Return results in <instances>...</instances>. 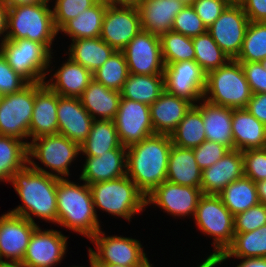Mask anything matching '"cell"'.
Listing matches in <instances>:
<instances>
[{
	"label": "cell",
	"instance_id": "cell-1",
	"mask_svg": "<svg viewBox=\"0 0 266 267\" xmlns=\"http://www.w3.org/2000/svg\"><path fill=\"white\" fill-rule=\"evenodd\" d=\"M60 178L37 171L27 164L10 182L23 204L9 212L35 223L33 217L57 224V184ZM23 205V206H22ZM33 216V217H32Z\"/></svg>",
	"mask_w": 266,
	"mask_h": 267
},
{
	"label": "cell",
	"instance_id": "cell-2",
	"mask_svg": "<svg viewBox=\"0 0 266 267\" xmlns=\"http://www.w3.org/2000/svg\"><path fill=\"white\" fill-rule=\"evenodd\" d=\"M170 135L153 134L127 147V176L147 196L167 180Z\"/></svg>",
	"mask_w": 266,
	"mask_h": 267
},
{
	"label": "cell",
	"instance_id": "cell-3",
	"mask_svg": "<svg viewBox=\"0 0 266 267\" xmlns=\"http://www.w3.org/2000/svg\"><path fill=\"white\" fill-rule=\"evenodd\" d=\"M95 213L89 185L59 179L57 184V224L87 237L89 240L101 229Z\"/></svg>",
	"mask_w": 266,
	"mask_h": 267
},
{
	"label": "cell",
	"instance_id": "cell-4",
	"mask_svg": "<svg viewBox=\"0 0 266 267\" xmlns=\"http://www.w3.org/2000/svg\"><path fill=\"white\" fill-rule=\"evenodd\" d=\"M53 13L49 3L9 6L7 39H28L44 44L51 52L56 36Z\"/></svg>",
	"mask_w": 266,
	"mask_h": 267
},
{
	"label": "cell",
	"instance_id": "cell-5",
	"mask_svg": "<svg viewBox=\"0 0 266 267\" xmlns=\"http://www.w3.org/2000/svg\"><path fill=\"white\" fill-rule=\"evenodd\" d=\"M95 213L102 210L131 221V217L146 209V196L127 176L89 184Z\"/></svg>",
	"mask_w": 266,
	"mask_h": 267
},
{
	"label": "cell",
	"instance_id": "cell-6",
	"mask_svg": "<svg viewBox=\"0 0 266 267\" xmlns=\"http://www.w3.org/2000/svg\"><path fill=\"white\" fill-rule=\"evenodd\" d=\"M252 97L241 64L231 59L227 64L206 74L203 99L232 109L246 108Z\"/></svg>",
	"mask_w": 266,
	"mask_h": 267
},
{
	"label": "cell",
	"instance_id": "cell-7",
	"mask_svg": "<svg viewBox=\"0 0 266 267\" xmlns=\"http://www.w3.org/2000/svg\"><path fill=\"white\" fill-rule=\"evenodd\" d=\"M80 153V145L67 137L61 134L45 135L29 142L28 164L37 171L64 179L71 176L69 167ZM35 159L46 169L34 162Z\"/></svg>",
	"mask_w": 266,
	"mask_h": 267
},
{
	"label": "cell",
	"instance_id": "cell-8",
	"mask_svg": "<svg viewBox=\"0 0 266 267\" xmlns=\"http://www.w3.org/2000/svg\"><path fill=\"white\" fill-rule=\"evenodd\" d=\"M0 52L8 65L29 83L45 82L52 71L51 54L54 52L42 43L28 39H6L0 44Z\"/></svg>",
	"mask_w": 266,
	"mask_h": 267
},
{
	"label": "cell",
	"instance_id": "cell-9",
	"mask_svg": "<svg viewBox=\"0 0 266 267\" xmlns=\"http://www.w3.org/2000/svg\"><path fill=\"white\" fill-rule=\"evenodd\" d=\"M193 218L202 234L213 238L214 251L206 259L220 256L234 238L233 214L224 206L218 195L203 194Z\"/></svg>",
	"mask_w": 266,
	"mask_h": 267
},
{
	"label": "cell",
	"instance_id": "cell-10",
	"mask_svg": "<svg viewBox=\"0 0 266 267\" xmlns=\"http://www.w3.org/2000/svg\"><path fill=\"white\" fill-rule=\"evenodd\" d=\"M105 234L100 229L90 239L96 250L89 247L88 257L96 265L146 266L150 263L139 240Z\"/></svg>",
	"mask_w": 266,
	"mask_h": 267
},
{
	"label": "cell",
	"instance_id": "cell-11",
	"mask_svg": "<svg viewBox=\"0 0 266 267\" xmlns=\"http://www.w3.org/2000/svg\"><path fill=\"white\" fill-rule=\"evenodd\" d=\"M34 102L35 83H29L19 92L0 96V135L19 139L28 145Z\"/></svg>",
	"mask_w": 266,
	"mask_h": 267
},
{
	"label": "cell",
	"instance_id": "cell-12",
	"mask_svg": "<svg viewBox=\"0 0 266 267\" xmlns=\"http://www.w3.org/2000/svg\"><path fill=\"white\" fill-rule=\"evenodd\" d=\"M249 23L242 5L233 0L207 28V32L230 59H236L241 52Z\"/></svg>",
	"mask_w": 266,
	"mask_h": 267
},
{
	"label": "cell",
	"instance_id": "cell-13",
	"mask_svg": "<svg viewBox=\"0 0 266 267\" xmlns=\"http://www.w3.org/2000/svg\"><path fill=\"white\" fill-rule=\"evenodd\" d=\"M206 73L195 60L170 63L164 66L165 91L184 98L193 105L203 99Z\"/></svg>",
	"mask_w": 266,
	"mask_h": 267
},
{
	"label": "cell",
	"instance_id": "cell-14",
	"mask_svg": "<svg viewBox=\"0 0 266 267\" xmlns=\"http://www.w3.org/2000/svg\"><path fill=\"white\" fill-rule=\"evenodd\" d=\"M128 71L140 75H164L160 37L140 30L122 50Z\"/></svg>",
	"mask_w": 266,
	"mask_h": 267
},
{
	"label": "cell",
	"instance_id": "cell-15",
	"mask_svg": "<svg viewBox=\"0 0 266 267\" xmlns=\"http://www.w3.org/2000/svg\"><path fill=\"white\" fill-rule=\"evenodd\" d=\"M38 226L9 211L1 215L0 263L21 264L30 238Z\"/></svg>",
	"mask_w": 266,
	"mask_h": 267
},
{
	"label": "cell",
	"instance_id": "cell-16",
	"mask_svg": "<svg viewBox=\"0 0 266 267\" xmlns=\"http://www.w3.org/2000/svg\"><path fill=\"white\" fill-rule=\"evenodd\" d=\"M113 121L119 140L126 148L155 134L149 105L144 103L121 97L117 115Z\"/></svg>",
	"mask_w": 266,
	"mask_h": 267
},
{
	"label": "cell",
	"instance_id": "cell-17",
	"mask_svg": "<svg viewBox=\"0 0 266 267\" xmlns=\"http://www.w3.org/2000/svg\"><path fill=\"white\" fill-rule=\"evenodd\" d=\"M202 195L201 188L183 186L166 180L146 196V204L156 205L174 218L184 219L186 216L194 217Z\"/></svg>",
	"mask_w": 266,
	"mask_h": 267
},
{
	"label": "cell",
	"instance_id": "cell-18",
	"mask_svg": "<svg viewBox=\"0 0 266 267\" xmlns=\"http://www.w3.org/2000/svg\"><path fill=\"white\" fill-rule=\"evenodd\" d=\"M68 236L61 231L43 229L33 232L21 265L25 267H55L67 253Z\"/></svg>",
	"mask_w": 266,
	"mask_h": 267
},
{
	"label": "cell",
	"instance_id": "cell-19",
	"mask_svg": "<svg viewBox=\"0 0 266 267\" xmlns=\"http://www.w3.org/2000/svg\"><path fill=\"white\" fill-rule=\"evenodd\" d=\"M140 30L137 6H107L100 38L116 51H122Z\"/></svg>",
	"mask_w": 266,
	"mask_h": 267
},
{
	"label": "cell",
	"instance_id": "cell-20",
	"mask_svg": "<svg viewBox=\"0 0 266 267\" xmlns=\"http://www.w3.org/2000/svg\"><path fill=\"white\" fill-rule=\"evenodd\" d=\"M58 134L81 145L88 137L94 119L79 98L58 95Z\"/></svg>",
	"mask_w": 266,
	"mask_h": 267
},
{
	"label": "cell",
	"instance_id": "cell-21",
	"mask_svg": "<svg viewBox=\"0 0 266 267\" xmlns=\"http://www.w3.org/2000/svg\"><path fill=\"white\" fill-rule=\"evenodd\" d=\"M58 94L45 82L35 83V102L29 127L32 140L58 134Z\"/></svg>",
	"mask_w": 266,
	"mask_h": 267
},
{
	"label": "cell",
	"instance_id": "cell-22",
	"mask_svg": "<svg viewBox=\"0 0 266 267\" xmlns=\"http://www.w3.org/2000/svg\"><path fill=\"white\" fill-rule=\"evenodd\" d=\"M79 180L88 185L115 180L127 174V148H115L100 156H86Z\"/></svg>",
	"mask_w": 266,
	"mask_h": 267
},
{
	"label": "cell",
	"instance_id": "cell-23",
	"mask_svg": "<svg viewBox=\"0 0 266 267\" xmlns=\"http://www.w3.org/2000/svg\"><path fill=\"white\" fill-rule=\"evenodd\" d=\"M244 176L243 154L234 149L202 171L201 190L205 195H218L231 182Z\"/></svg>",
	"mask_w": 266,
	"mask_h": 267
},
{
	"label": "cell",
	"instance_id": "cell-24",
	"mask_svg": "<svg viewBox=\"0 0 266 267\" xmlns=\"http://www.w3.org/2000/svg\"><path fill=\"white\" fill-rule=\"evenodd\" d=\"M185 7L178 0H140L141 30L161 36L172 29L175 16Z\"/></svg>",
	"mask_w": 266,
	"mask_h": 267
},
{
	"label": "cell",
	"instance_id": "cell-25",
	"mask_svg": "<svg viewBox=\"0 0 266 267\" xmlns=\"http://www.w3.org/2000/svg\"><path fill=\"white\" fill-rule=\"evenodd\" d=\"M193 106L184 98L164 91L151 105L150 118L155 134L170 135Z\"/></svg>",
	"mask_w": 266,
	"mask_h": 267
},
{
	"label": "cell",
	"instance_id": "cell-26",
	"mask_svg": "<svg viewBox=\"0 0 266 267\" xmlns=\"http://www.w3.org/2000/svg\"><path fill=\"white\" fill-rule=\"evenodd\" d=\"M202 114L206 140L234 150L232 108L212 104L205 99L194 105Z\"/></svg>",
	"mask_w": 266,
	"mask_h": 267
},
{
	"label": "cell",
	"instance_id": "cell-27",
	"mask_svg": "<svg viewBox=\"0 0 266 267\" xmlns=\"http://www.w3.org/2000/svg\"><path fill=\"white\" fill-rule=\"evenodd\" d=\"M266 257V224L250 232H235L232 243L216 257L205 259L210 267H217L229 258Z\"/></svg>",
	"mask_w": 266,
	"mask_h": 267
},
{
	"label": "cell",
	"instance_id": "cell-28",
	"mask_svg": "<svg viewBox=\"0 0 266 267\" xmlns=\"http://www.w3.org/2000/svg\"><path fill=\"white\" fill-rule=\"evenodd\" d=\"M66 60L45 83L60 96L79 98L93 74L70 58Z\"/></svg>",
	"mask_w": 266,
	"mask_h": 267
},
{
	"label": "cell",
	"instance_id": "cell-29",
	"mask_svg": "<svg viewBox=\"0 0 266 267\" xmlns=\"http://www.w3.org/2000/svg\"><path fill=\"white\" fill-rule=\"evenodd\" d=\"M234 149L245 151L266 147V126L246 108L232 109Z\"/></svg>",
	"mask_w": 266,
	"mask_h": 267
},
{
	"label": "cell",
	"instance_id": "cell-30",
	"mask_svg": "<svg viewBox=\"0 0 266 267\" xmlns=\"http://www.w3.org/2000/svg\"><path fill=\"white\" fill-rule=\"evenodd\" d=\"M79 100L94 120L113 121L119 108L121 92L108 89L93 79Z\"/></svg>",
	"mask_w": 266,
	"mask_h": 267
},
{
	"label": "cell",
	"instance_id": "cell-31",
	"mask_svg": "<svg viewBox=\"0 0 266 267\" xmlns=\"http://www.w3.org/2000/svg\"><path fill=\"white\" fill-rule=\"evenodd\" d=\"M202 170L193 149L172 145L167 166V181L190 187H201Z\"/></svg>",
	"mask_w": 266,
	"mask_h": 267
},
{
	"label": "cell",
	"instance_id": "cell-32",
	"mask_svg": "<svg viewBox=\"0 0 266 267\" xmlns=\"http://www.w3.org/2000/svg\"><path fill=\"white\" fill-rule=\"evenodd\" d=\"M68 56L92 74L116 51L100 37L71 40Z\"/></svg>",
	"mask_w": 266,
	"mask_h": 267
},
{
	"label": "cell",
	"instance_id": "cell-33",
	"mask_svg": "<svg viewBox=\"0 0 266 267\" xmlns=\"http://www.w3.org/2000/svg\"><path fill=\"white\" fill-rule=\"evenodd\" d=\"M164 91V75L129 73L121 90V97L151 105Z\"/></svg>",
	"mask_w": 266,
	"mask_h": 267
},
{
	"label": "cell",
	"instance_id": "cell-34",
	"mask_svg": "<svg viewBox=\"0 0 266 267\" xmlns=\"http://www.w3.org/2000/svg\"><path fill=\"white\" fill-rule=\"evenodd\" d=\"M115 148L126 147L121 144L112 120H94L87 139L80 145L85 156H100Z\"/></svg>",
	"mask_w": 266,
	"mask_h": 267
},
{
	"label": "cell",
	"instance_id": "cell-35",
	"mask_svg": "<svg viewBox=\"0 0 266 267\" xmlns=\"http://www.w3.org/2000/svg\"><path fill=\"white\" fill-rule=\"evenodd\" d=\"M218 196L233 216L260 203L256 183L246 176L231 182Z\"/></svg>",
	"mask_w": 266,
	"mask_h": 267
},
{
	"label": "cell",
	"instance_id": "cell-36",
	"mask_svg": "<svg viewBox=\"0 0 266 267\" xmlns=\"http://www.w3.org/2000/svg\"><path fill=\"white\" fill-rule=\"evenodd\" d=\"M107 6L95 3L75 19L69 20L59 31L61 34L64 32L71 40L100 37Z\"/></svg>",
	"mask_w": 266,
	"mask_h": 267
},
{
	"label": "cell",
	"instance_id": "cell-37",
	"mask_svg": "<svg viewBox=\"0 0 266 267\" xmlns=\"http://www.w3.org/2000/svg\"><path fill=\"white\" fill-rule=\"evenodd\" d=\"M28 164V145L16 138L0 135V182H10L13 174Z\"/></svg>",
	"mask_w": 266,
	"mask_h": 267
},
{
	"label": "cell",
	"instance_id": "cell-38",
	"mask_svg": "<svg viewBox=\"0 0 266 267\" xmlns=\"http://www.w3.org/2000/svg\"><path fill=\"white\" fill-rule=\"evenodd\" d=\"M173 145L193 149L206 141L201 112L193 105L176 129L170 134Z\"/></svg>",
	"mask_w": 266,
	"mask_h": 267
},
{
	"label": "cell",
	"instance_id": "cell-39",
	"mask_svg": "<svg viewBox=\"0 0 266 267\" xmlns=\"http://www.w3.org/2000/svg\"><path fill=\"white\" fill-rule=\"evenodd\" d=\"M192 41L195 61L206 74L224 66L231 60L208 32L193 37Z\"/></svg>",
	"mask_w": 266,
	"mask_h": 267
},
{
	"label": "cell",
	"instance_id": "cell-40",
	"mask_svg": "<svg viewBox=\"0 0 266 267\" xmlns=\"http://www.w3.org/2000/svg\"><path fill=\"white\" fill-rule=\"evenodd\" d=\"M129 75L123 51H115L106 62L93 73V79L108 89L121 92Z\"/></svg>",
	"mask_w": 266,
	"mask_h": 267
},
{
	"label": "cell",
	"instance_id": "cell-41",
	"mask_svg": "<svg viewBox=\"0 0 266 267\" xmlns=\"http://www.w3.org/2000/svg\"><path fill=\"white\" fill-rule=\"evenodd\" d=\"M162 60L170 63L195 60V50L191 37L170 30L160 36Z\"/></svg>",
	"mask_w": 266,
	"mask_h": 267
},
{
	"label": "cell",
	"instance_id": "cell-42",
	"mask_svg": "<svg viewBox=\"0 0 266 267\" xmlns=\"http://www.w3.org/2000/svg\"><path fill=\"white\" fill-rule=\"evenodd\" d=\"M266 59V22H250L238 62H261Z\"/></svg>",
	"mask_w": 266,
	"mask_h": 267
},
{
	"label": "cell",
	"instance_id": "cell-43",
	"mask_svg": "<svg viewBox=\"0 0 266 267\" xmlns=\"http://www.w3.org/2000/svg\"><path fill=\"white\" fill-rule=\"evenodd\" d=\"M52 5L53 20L59 30L69 21L95 4L94 0H55Z\"/></svg>",
	"mask_w": 266,
	"mask_h": 267
},
{
	"label": "cell",
	"instance_id": "cell-44",
	"mask_svg": "<svg viewBox=\"0 0 266 267\" xmlns=\"http://www.w3.org/2000/svg\"><path fill=\"white\" fill-rule=\"evenodd\" d=\"M171 30L193 38L207 32V27L197 15L194 7L188 5L175 16Z\"/></svg>",
	"mask_w": 266,
	"mask_h": 267
},
{
	"label": "cell",
	"instance_id": "cell-45",
	"mask_svg": "<svg viewBox=\"0 0 266 267\" xmlns=\"http://www.w3.org/2000/svg\"><path fill=\"white\" fill-rule=\"evenodd\" d=\"M244 176L255 183L266 180V147L242 151Z\"/></svg>",
	"mask_w": 266,
	"mask_h": 267
},
{
	"label": "cell",
	"instance_id": "cell-46",
	"mask_svg": "<svg viewBox=\"0 0 266 267\" xmlns=\"http://www.w3.org/2000/svg\"><path fill=\"white\" fill-rule=\"evenodd\" d=\"M234 232H250L266 224V205L259 203L234 216Z\"/></svg>",
	"mask_w": 266,
	"mask_h": 267
},
{
	"label": "cell",
	"instance_id": "cell-47",
	"mask_svg": "<svg viewBox=\"0 0 266 267\" xmlns=\"http://www.w3.org/2000/svg\"><path fill=\"white\" fill-rule=\"evenodd\" d=\"M29 82L15 72L0 52V96L21 91Z\"/></svg>",
	"mask_w": 266,
	"mask_h": 267
},
{
	"label": "cell",
	"instance_id": "cell-48",
	"mask_svg": "<svg viewBox=\"0 0 266 267\" xmlns=\"http://www.w3.org/2000/svg\"><path fill=\"white\" fill-rule=\"evenodd\" d=\"M228 151L226 146L209 140L193 148L195 160L202 171L219 161Z\"/></svg>",
	"mask_w": 266,
	"mask_h": 267
},
{
	"label": "cell",
	"instance_id": "cell-49",
	"mask_svg": "<svg viewBox=\"0 0 266 267\" xmlns=\"http://www.w3.org/2000/svg\"><path fill=\"white\" fill-rule=\"evenodd\" d=\"M233 0H196L193 7L208 28Z\"/></svg>",
	"mask_w": 266,
	"mask_h": 267
},
{
	"label": "cell",
	"instance_id": "cell-50",
	"mask_svg": "<svg viewBox=\"0 0 266 267\" xmlns=\"http://www.w3.org/2000/svg\"><path fill=\"white\" fill-rule=\"evenodd\" d=\"M252 94L266 93V70L260 62H239Z\"/></svg>",
	"mask_w": 266,
	"mask_h": 267
},
{
	"label": "cell",
	"instance_id": "cell-51",
	"mask_svg": "<svg viewBox=\"0 0 266 267\" xmlns=\"http://www.w3.org/2000/svg\"><path fill=\"white\" fill-rule=\"evenodd\" d=\"M250 22H266V0H237Z\"/></svg>",
	"mask_w": 266,
	"mask_h": 267
},
{
	"label": "cell",
	"instance_id": "cell-52",
	"mask_svg": "<svg viewBox=\"0 0 266 267\" xmlns=\"http://www.w3.org/2000/svg\"><path fill=\"white\" fill-rule=\"evenodd\" d=\"M246 109L266 126V93L252 94Z\"/></svg>",
	"mask_w": 266,
	"mask_h": 267
},
{
	"label": "cell",
	"instance_id": "cell-53",
	"mask_svg": "<svg viewBox=\"0 0 266 267\" xmlns=\"http://www.w3.org/2000/svg\"><path fill=\"white\" fill-rule=\"evenodd\" d=\"M8 9L9 6L0 0V44L7 39Z\"/></svg>",
	"mask_w": 266,
	"mask_h": 267
},
{
	"label": "cell",
	"instance_id": "cell-54",
	"mask_svg": "<svg viewBox=\"0 0 266 267\" xmlns=\"http://www.w3.org/2000/svg\"><path fill=\"white\" fill-rule=\"evenodd\" d=\"M235 267H266V257L240 259V263Z\"/></svg>",
	"mask_w": 266,
	"mask_h": 267
},
{
	"label": "cell",
	"instance_id": "cell-55",
	"mask_svg": "<svg viewBox=\"0 0 266 267\" xmlns=\"http://www.w3.org/2000/svg\"><path fill=\"white\" fill-rule=\"evenodd\" d=\"M256 190L259 202L266 205V180L256 182Z\"/></svg>",
	"mask_w": 266,
	"mask_h": 267
},
{
	"label": "cell",
	"instance_id": "cell-56",
	"mask_svg": "<svg viewBox=\"0 0 266 267\" xmlns=\"http://www.w3.org/2000/svg\"><path fill=\"white\" fill-rule=\"evenodd\" d=\"M6 5H20V4H37V3H50L51 0H2Z\"/></svg>",
	"mask_w": 266,
	"mask_h": 267
},
{
	"label": "cell",
	"instance_id": "cell-57",
	"mask_svg": "<svg viewBox=\"0 0 266 267\" xmlns=\"http://www.w3.org/2000/svg\"><path fill=\"white\" fill-rule=\"evenodd\" d=\"M140 0H111V5L137 6Z\"/></svg>",
	"mask_w": 266,
	"mask_h": 267
},
{
	"label": "cell",
	"instance_id": "cell-58",
	"mask_svg": "<svg viewBox=\"0 0 266 267\" xmlns=\"http://www.w3.org/2000/svg\"><path fill=\"white\" fill-rule=\"evenodd\" d=\"M0 267H25L21 264L0 263Z\"/></svg>",
	"mask_w": 266,
	"mask_h": 267
},
{
	"label": "cell",
	"instance_id": "cell-59",
	"mask_svg": "<svg viewBox=\"0 0 266 267\" xmlns=\"http://www.w3.org/2000/svg\"><path fill=\"white\" fill-rule=\"evenodd\" d=\"M98 267H145V266H121V265H97Z\"/></svg>",
	"mask_w": 266,
	"mask_h": 267
},
{
	"label": "cell",
	"instance_id": "cell-60",
	"mask_svg": "<svg viewBox=\"0 0 266 267\" xmlns=\"http://www.w3.org/2000/svg\"><path fill=\"white\" fill-rule=\"evenodd\" d=\"M178 1L182 2L185 6H188V5H193V3L196 0H178Z\"/></svg>",
	"mask_w": 266,
	"mask_h": 267
},
{
	"label": "cell",
	"instance_id": "cell-61",
	"mask_svg": "<svg viewBox=\"0 0 266 267\" xmlns=\"http://www.w3.org/2000/svg\"><path fill=\"white\" fill-rule=\"evenodd\" d=\"M89 264L90 266L89 267H98L95 262L89 257ZM70 267V266H69ZM72 267H85V266H72ZM87 267V266H86Z\"/></svg>",
	"mask_w": 266,
	"mask_h": 267
},
{
	"label": "cell",
	"instance_id": "cell-62",
	"mask_svg": "<svg viewBox=\"0 0 266 267\" xmlns=\"http://www.w3.org/2000/svg\"><path fill=\"white\" fill-rule=\"evenodd\" d=\"M95 3H102L106 5H111V0H94Z\"/></svg>",
	"mask_w": 266,
	"mask_h": 267
},
{
	"label": "cell",
	"instance_id": "cell-63",
	"mask_svg": "<svg viewBox=\"0 0 266 267\" xmlns=\"http://www.w3.org/2000/svg\"><path fill=\"white\" fill-rule=\"evenodd\" d=\"M200 264V265H199ZM198 265H197V267H210L209 266V264L205 261V260H203L201 263H199Z\"/></svg>",
	"mask_w": 266,
	"mask_h": 267
},
{
	"label": "cell",
	"instance_id": "cell-64",
	"mask_svg": "<svg viewBox=\"0 0 266 267\" xmlns=\"http://www.w3.org/2000/svg\"><path fill=\"white\" fill-rule=\"evenodd\" d=\"M260 63L263 66V68L266 70V59L262 60Z\"/></svg>",
	"mask_w": 266,
	"mask_h": 267
},
{
	"label": "cell",
	"instance_id": "cell-65",
	"mask_svg": "<svg viewBox=\"0 0 266 267\" xmlns=\"http://www.w3.org/2000/svg\"><path fill=\"white\" fill-rule=\"evenodd\" d=\"M145 267H154L153 264L148 263Z\"/></svg>",
	"mask_w": 266,
	"mask_h": 267
}]
</instances>
